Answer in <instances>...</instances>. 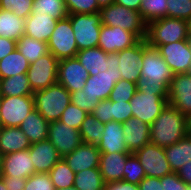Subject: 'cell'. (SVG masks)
<instances>
[{
  "label": "cell",
  "instance_id": "22",
  "mask_svg": "<svg viewBox=\"0 0 191 190\" xmlns=\"http://www.w3.org/2000/svg\"><path fill=\"white\" fill-rule=\"evenodd\" d=\"M122 129L125 144L130 153L136 152L150 142V125L144 123L141 119L131 117L123 123Z\"/></svg>",
  "mask_w": 191,
  "mask_h": 190
},
{
  "label": "cell",
  "instance_id": "55",
  "mask_svg": "<svg viewBox=\"0 0 191 190\" xmlns=\"http://www.w3.org/2000/svg\"><path fill=\"white\" fill-rule=\"evenodd\" d=\"M142 0H114V3L123 7L140 12V5Z\"/></svg>",
  "mask_w": 191,
  "mask_h": 190
},
{
  "label": "cell",
  "instance_id": "14",
  "mask_svg": "<svg viewBox=\"0 0 191 190\" xmlns=\"http://www.w3.org/2000/svg\"><path fill=\"white\" fill-rule=\"evenodd\" d=\"M47 139L56 147L62 158L82 143L80 131L59 120L50 122Z\"/></svg>",
  "mask_w": 191,
  "mask_h": 190
},
{
  "label": "cell",
  "instance_id": "6",
  "mask_svg": "<svg viewBox=\"0 0 191 190\" xmlns=\"http://www.w3.org/2000/svg\"><path fill=\"white\" fill-rule=\"evenodd\" d=\"M106 62L108 63V70L100 72L98 75L89 76L82 89L100 101L109 98L115 84L121 79V73L118 70V54H108Z\"/></svg>",
  "mask_w": 191,
  "mask_h": 190
},
{
  "label": "cell",
  "instance_id": "40",
  "mask_svg": "<svg viewBox=\"0 0 191 190\" xmlns=\"http://www.w3.org/2000/svg\"><path fill=\"white\" fill-rule=\"evenodd\" d=\"M137 92V84L120 79L112 89L109 100L111 102L121 101L127 102L132 99L134 94Z\"/></svg>",
  "mask_w": 191,
  "mask_h": 190
},
{
  "label": "cell",
  "instance_id": "58",
  "mask_svg": "<svg viewBox=\"0 0 191 190\" xmlns=\"http://www.w3.org/2000/svg\"><path fill=\"white\" fill-rule=\"evenodd\" d=\"M0 190H7L4 181L2 179V176L0 177Z\"/></svg>",
  "mask_w": 191,
  "mask_h": 190
},
{
  "label": "cell",
  "instance_id": "11",
  "mask_svg": "<svg viewBox=\"0 0 191 190\" xmlns=\"http://www.w3.org/2000/svg\"><path fill=\"white\" fill-rule=\"evenodd\" d=\"M134 154L141 163L146 177L161 178L173 173L166 158L165 148L149 142Z\"/></svg>",
  "mask_w": 191,
  "mask_h": 190
},
{
  "label": "cell",
  "instance_id": "20",
  "mask_svg": "<svg viewBox=\"0 0 191 190\" xmlns=\"http://www.w3.org/2000/svg\"><path fill=\"white\" fill-rule=\"evenodd\" d=\"M29 152L35 173H49L62 158L56 147L48 139L31 144Z\"/></svg>",
  "mask_w": 191,
  "mask_h": 190
},
{
  "label": "cell",
  "instance_id": "25",
  "mask_svg": "<svg viewBox=\"0 0 191 190\" xmlns=\"http://www.w3.org/2000/svg\"><path fill=\"white\" fill-rule=\"evenodd\" d=\"M131 153H100L99 171L105 183L123 181L126 159Z\"/></svg>",
  "mask_w": 191,
  "mask_h": 190
},
{
  "label": "cell",
  "instance_id": "56",
  "mask_svg": "<svg viewBox=\"0 0 191 190\" xmlns=\"http://www.w3.org/2000/svg\"><path fill=\"white\" fill-rule=\"evenodd\" d=\"M98 7L101 9L103 7L109 6L114 3V0H97Z\"/></svg>",
  "mask_w": 191,
  "mask_h": 190
},
{
  "label": "cell",
  "instance_id": "1",
  "mask_svg": "<svg viewBox=\"0 0 191 190\" xmlns=\"http://www.w3.org/2000/svg\"><path fill=\"white\" fill-rule=\"evenodd\" d=\"M141 78L137 82L140 92L155 93L160 98H168V89L174 73L159 50L150 46L144 39V50L141 61Z\"/></svg>",
  "mask_w": 191,
  "mask_h": 190
},
{
  "label": "cell",
  "instance_id": "49",
  "mask_svg": "<svg viewBox=\"0 0 191 190\" xmlns=\"http://www.w3.org/2000/svg\"><path fill=\"white\" fill-rule=\"evenodd\" d=\"M161 184L163 190H188V184H186L177 173H172L161 177Z\"/></svg>",
  "mask_w": 191,
  "mask_h": 190
},
{
  "label": "cell",
  "instance_id": "15",
  "mask_svg": "<svg viewBox=\"0 0 191 190\" xmlns=\"http://www.w3.org/2000/svg\"><path fill=\"white\" fill-rule=\"evenodd\" d=\"M88 77L89 72L76 57L58 62L57 83L64 86L70 93L82 90Z\"/></svg>",
  "mask_w": 191,
  "mask_h": 190
},
{
  "label": "cell",
  "instance_id": "28",
  "mask_svg": "<svg viewBox=\"0 0 191 190\" xmlns=\"http://www.w3.org/2000/svg\"><path fill=\"white\" fill-rule=\"evenodd\" d=\"M107 57L108 53L98 46L79 50L76 54L77 60L89 72V76L108 70Z\"/></svg>",
  "mask_w": 191,
  "mask_h": 190
},
{
  "label": "cell",
  "instance_id": "43",
  "mask_svg": "<svg viewBox=\"0 0 191 190\" xmlns=\"http://www.w3.org/2000/svg\"><path fill=\"white\" fill-rule=\"evenodd\" d=\"M167 17L189 21L191 19V0H167Z\"/></svg>",
  "mask_w": 191,
  "mask_h": 190
},
{
  "label": "cell",
  "instance_id": "48",
  "mask_svg": "<svg viewBox=\"0 0 191 190\" xmlns=\"http://www.w3.org/2000/svg\"><path fill=\"white\" fill-rule=\"evenodd\" d=\"M91 114L103 124L113 121L111 117V101L109 99L99 101Z\"/></svg>",
  "mask_w": 191,
  "mask_h": 190
},
{
  "label": "cell",
  "instance_id": "52",
  "mask_svg": "<svg viewBox=\"0 0 191 190\" xmlns=\"http://www.w3.org/2000/svg\"><path fill=\"white\" fill-rule=\"evenodd\" d=\"M17 49V42L11 39L0 37V60Z\"/></svg>",
  "mask_w": 191,
  "mask_h": 190
},
{
  "label": "cell",
  "instance_id": "29",
  "mask_svg": "<svg viewBox=\"0 0 191 190\" xmlns=\"http://www.w3.org/2000/svg\"><path fill=\"white\" fill-rule=\"evenodd\" d=\"M168 163L174 173L191 160V139L185 136L177 143L165 148Z\"/></svg>",
  "mask_w": 191,
  "mask_h": 190
},
{
  "label": "cell",
  "instance_id": "10",
  "mask_svg": "<svg viewBox=\"0 0 191 190\" xmlns=\"http://www.w3.org/2000/svg\"><path fill=\"white\" fill-rule=\"evenodd\" d=\"M58 62L49 52L30 64L26 74L33 92L46 89L57 82Z\"/></svg>",
  "mask_w": 191,
  "mask_h": 190
},
{
  "label": "cell",
  "instance_id": "38",
  "mask_svg": "<svg viewBox=\"0 0 191 190\" xmlns=\"http://www.w3.org/2000/svg\"><path fill=\"white\" fill-rule=\"evenodd\" d=\"M167 0H142L140 13L144 22L148 25L154 20L167 17Z\"/></svg>",
  "mask_w": 191,
  "mask_h": 190
},
{
  "label": "cell",
  "instance_id": "12",
  "mask_svg": "<svg viewBox=\"0 0 191 190\" xmlns=\"http://www.w3.org/2000/svg\"><path fill=\"white\" fill-rule=\"evenodd\" d=\"M130 104L133 117L151 125L169 102L168 98H160L155 93L137 90L130 100Z\"/></svg>",
  "mask_w": 191,
  "mask_h": 190
},
{
  "label": "cell",
  "instance_id": "35",
  "mask_svg": "<svg viewBox=\"0 0 191 190\" xmlns=\"http://www.w3.org/2000/svg\"><path fill=\"white\" fill-rule=\"evenodd\" d=\"M104 129L105 124L88 114L79 129L82 143L97 145L101 141Z\"/></svg>",
  "mask_w": 191,
  "mask_h": 190
},
{
  "label": "cell",
  "instance_id": "5",
  "mask_svg": "<svg viewBox=\"0 0 191 190\" xmlns=\"http://www.w3.org/2000/svg\"><path fill=\"white\" fill-rule=\"evenodd\" d=\"M101 23L109 27H120L134 33L139 39H146L147 24L141 13L116 3L99 10Z\"/></svg>",
  "mask_w": 191,
  "mask_h": 190
},
{
  "label": "cell",
  "instance_id": "19",
  "mask_svg": "<svg viewBox=\"0 0 191 190\" xmlns=\"http://www.w3.org/2000/svg\"><path fill=\"white\" fill-rule=\"evenodd\" d=\"M63 159L76 174L85 169L99 168L100 151L97 145L81 143Z\"/></svg>",
  "mask_w": 191,
  "mask_h": 190
},
{
  "label": "cell",
  "instance_id": "3",
  "mask_svg": "<svg viewBox=\"0 0 191 190\" xmlns=\"http://www.w3.org/2000/svg\"><path fill=\"white\" fill-rule=\"evenodd\" d=\"M35 109L48 121L60 120L62 113L71 103L70 92L60 83L33 92Z\"/></svg>",
  "mask_w": 191,
  "mask_h": 190
},
{
  "label": "cell",
  "instance_id": "41",
  "mask_svg": "<svg viewBox=\"0 0 191 190\" xmlns=\"http://www.w3.org/2000/svg\"><path fill=\"white\" fill-rule=\"evenodd\" d=\"M89 113L70 103L61 115L59 121L69 127L80 129L81 124Z\"/></svg>",
  "mask_w": 191,
  "mask_h": 190
},
{
  "label": "cell",
  "instance_id": "27",
  "mask_svg": "<svg viewBox=\"0 0 191 190\" xmlns=\"http://www.w3.org/2000/svg\"><path fill=\"white\" fill-rule=\"evenodd\" d=\"M50 122H48L36 109L22 121L20 129L27 136L31 144L47 140Z\"/></svg>",
  "mask_w": 191,
  "mask_h": 190
},
{
  "label": "cell",
  "instance_id": "46",
  "mask_svg": "<svg viewBox=\"0 0 191 190\" xmlns=\"http://www.w3.org/2000/svg\"><path fill=\"white\" fill-rule=\"evenodd\" d=\"M24 190H55L48 173H35L27 178Z\"/></svg>",
  "mask_w": 191,
  "mask_h": 190
},
{
  "label": "cell",
  "instance_id": "24",
  "mask_svg": "<svg viewBox=\"0 0 191 190\" xmlns=\"http://www.w3.org/2000/svg\"><path fill=\"white\" fill-rule=\"evenodd\" d=\"M123 123L111 121L105 123L101 141L97 144L100 153H130L124 140Z\"/></svg>",
  "mask_w": 191,
  "mask_h": 190
},
{
  "label": "cell",
  "instance_id": "30",
  "mask_svg": "<svg viewBox=\"0 0 191 190\" xmlns=\"http://www.w3.org/2000/svg\"><path fill=\"white\" fill-rule=\"evenodd\" d=\"M25 21L10 10L0 9V37L17 42L24 35Z\"/></svg>",
  "mask_w": 191,
  "mask_h": 190
},
{
  "label": "cell",
  "instance_id": "34",
  "mask_svg": "<svg viewBox=\"0 0 191 190\" xmlns=\"http://www.w3.org/2000/svg\"><path fill=\"white\" fill-rule=\"evenodd\" d=\"M74 186L78 190H104L105 182L99 168H92L76 173Z\"/></svg>",
  "mask_w": 191,
  "mask_h": 190
},
{
  "label": "cell",
  "instance_id": "39",
  "mask_svg": "<svg viewBox=\"0 0 191 190\" xmlns=\"http://www.w3.org/2000/svg\"><path fill=\"white\" fill-rule=\"evenodd\" d=\"M123 173V181L136 185L146 177L144 169L134 153L127 157Z\"/></svg>",
  "mask_w": 191,
  "mask_h": 190
},
{
  "label": "cell",
  "instance_id": "44",
  "mask_svg": "<svg viewBox=\"0 0 191 190\" xmlns=\"http://www.w3.org/2000/svg\"><path fill=\"white\" fill-rule=\"evenodd\" d=\"M68 14H93L99 12L97 0H64Z\"/></svg>",
  "mask_w": 191,
  "mask_h": 190
},
{
  "label": "cell",
  "instance_id": "51",
  "mask_svg": "<svg viewBox=\"0 0 191 190\" xmlns=\"http://www.w3.org/2000/svg\"><path fill=\"white\" fill-rule=\"evenodd\" d=\"M140 190H163L161 178L145 177L139 184Z\"/></svg>",
  "mask_w": 191,
  "mask_h": 190
},
{
  "label": "cell",
  "instance_id": "33",
  "mask_svg": "<svg viewBox=\"0 0 191 190\" xmlns=\"http://www.w3.org/2000/svg\"><path fill=\"white\" fill-rule=\"evenodd\" d=\"M17 50L29 61L34 63L46 53H49L47 42L35 40L32 37L23 35L17 41Z\"/></svg>",
  "mask_w": 191,
  "mask_h": 190
},
{
  "label": "cell",
  "instance_id": "42",
  "mask_svg": "<svg viewBox=\"0 0 191 190\" xmlns=\"http://www.w3.org/2000/svg\"><path fill=\"white\" fill-rule=\"evenodd\" d=\"M33 0H0V9L10 10L20 18H27L32 13Z\"/></svg>",
  "mask_w": 191,
  "mask_h": 190
},
{
  "label": "cell",
  "instance_id": "16",
  "mask_svg": "<svg viewBox=\"0 0 191 190\" xmlns=\"http://www.w3.org/2000/svg\"><path fill=\"white\" fill-rule=\"evenodd\" d=\"M168 102L182 114L191 115V72L174 74L168 89Z\"/></svg>",
  "mask_w": 191,
  "mask_h": 190
},
{
  "label": "cell",
  "instance_id": "21",
  "mask_svg": "<svg viewBox=\"0 0 191 190\" xmlns=\"http://www.w3.org/2000/svg\"><path fill=\"white\" fill-rule=\"evenodd\" d=\"M35 174L29 149L2 156V176L29 178Z\"/></svg>",
  "mask_w": 191,
  "mask_h": 190
},
{
  "label": "cell",
  "instance_id": "26",
  "mask_svg": "<svg viewBox=\"0 0 191 190\" xmlns=\"http://www.w3.org/2000/svg\"><path fill=\"white\" fill-rule=\"evenodd\" d=\"M31 143L19 127L0 126V154L18 152L29 149Z\"/></svg>",
  "mask_w": 191,
  "mask_h": 190
},
{
  "label": "cell",
  "instance_id": "32",
  "mask_svg": "<svg viewBox=\"0 0 191 190\" xmlns=\"http://www.w3.org/2000/svg\"><path fill=\"white\" fill-rule=\"evenodd\" d=\"M29 66V61L15 49L0 60V79L26 74Z\"/></svg>",
  "mask_w": 191,
  "mask_h": 190
},
{
  "label": "cell",
  "instance_id": "13",
  "mask_svg": "<svg viewBox=\"0 0 191 190\" xmlns=\"http://www.w3.org/2000/svg\"><path fill=\"white\" fill-rule=\"evenodd\" d=\"M174 74L191 72V39L157 47Z\"/></svg>",
  "mask_w": 191,
  "mask_h": 190
},
{
  "label": "cell",
  "instance_id": "57",
  "mask_svg": "<svg viewBox=\"0 0 191 190\" xmlns=\"http://www.w3.org/2000/svg\"><path fill=\"white\" fill-rule=\"evenodd\" d=\"M187 136L191 139V121H188Z\"/></svg>",
  "mask_w": 191,
  "mask_h": 190
},
{
  "label": "cell",
  "instance_id": "4",
  "mask_svg": "<svg viewBox=\"0 0 191 190\" xmlns=\"http://www.w3.org/2000/svg\"><path fill=\"white\" fill-rule=\"evenodd\" d=\"M189 39L187 20L164 17L147 25L146 41L152 47Z\"/></svg>",
  "mask_w": 191,
  "mask_h": 190
},
{
  "label": "cell",
  "instance_id": "2",
  "mask_svg": "<svg viewBox=\"0 0 191 190\" xmlns=\"http://www.w3.org/2000/svg\"><path fill=\"white\" fill-rule=\"evenodd\" d=\"M189 118L168 104L150 125V143L167 148L187 136Z\"/></svg>",
  "mask_w": 191,
  "mask_h": 190
},
{
  "label": "cell",
  "instance_id": "36",
  "mask_svg": "<svg viewBox=\"0 0 191 190\" xmlns=\"http://www.w3.org/2000/svg\"><path fill=\"white\" fill-rule=\"evenodd\" d=\"M55 190H60L74 185L75 172L61 158L48 173Z\"/></svg>",
  "mask_w": 191,
  "mask_h": 190
},
{
  "label": "cell",
  "instance_id": "31",
  "mask_svg": "<svg viewBox=\"0 0 191 190\" xmlns=\"http://www.w3.org/2000/svg\"><path fill=\"white\" fill-rule=\"evenodd\" d=\"M1 96H33L27 74L0 79Z\"/></svg>",
  "mask_w": 191,
  "mask_h": 190
},
{
  "label": "cell",
  "instance_id": "37",
  "mask_svg": "<svg viewBox=\"0 0 191 190\" xmlns=\"http://www.w3.org/2000/svg\"><path fill=\"white\" fill-rule=\"evenodd\" d=\"M32 13H43L56 20L68 17L64 0H33Z\"/></svg>",
  "mask_w": 191,
  "mask_h": 190
},
{
  "label": "cell",
  "instance_id": "8",
  "mask_svg": "<svg viewBox=\"0 0 191 190\" xmlns=\"http://www.w3.org/2000/svg\"><path fill=\"white\" fill-rule=\"evenodd\" d=\"M48 43L49 52L59 61L76 57L78 47L69 17L57 20Z\"/></svg>",
  "mask_w": 191,
  "mask_h": 190
},
{
  "label": "cell",
  "instance_id": "9",
  "mask_svg": "<svg viewBox=\"0 0 191 190\" xmlns=\"http://www.w3.org/2000/svg\"><path fill=\"white\" fill-rule=\"evenodd\" d=\"M33 109H35L33 96H1L0 126L20 127Z\"/></svg>",
  "mask_w": 191,
  "mask_h": 190
},
{
  "label": "cell",
  "instance_id": "59",
  "mask_svg": "<svg viewBox=\"0 0 191 190\" xmlns=\"http://www.w3.org/2000/svg\"><path fill=\"white\" fill-rule=\"evenodd\" d=\"M60 190H78V189L73 185L71 187H66V188H63V189H60Z\"/></svg>",
  "mask_w": 191,
  "mask_h": 190
},
{
  "label": "cell",
  "instance_id": "7",
  "mask_svg": "<svg viewBox=\"0 0 191 190\" xmlns=\"http://www.w3.org/2000/svg\"><path fill=\"white\" fill-rule=\"evenodd\" d=\"M78 51L97 47L101 31L99 12L93 14H69Z\"/></svg>",
  "mask_w": 191,
  "mask_h": 190
},
{
  "label": "cell",
  "instance_id": "53",
  "mask_svg": "<svg viewBox=\"0 0 191 190\" xmlns=\"http://www.w3.org/2000/svg\"><path fill=\"white\" fill-rule=\"evenodd\" d=\"M104 190H140L136 184L128 183L125 181H115L105 183Z\"/></svg>",
  "mask_w": 191,
  "mask_h": 190
},
{
  "label": "cell",
  "instance_id": "23",
  "mask_svg": "<svg viewBox=\"0 0 191 190\" xmlns=\"http://www.w3.org/2000/svg\"><path fill=\"white\" fill-rule=\"evenodd\" d=\"M57 20L43 13H31L25 21L24 35L32 37L35 40L48 42Z\"/></svg>",
  "mask_w": 191,
  "mask_h": 190
},
{
  "label": "cell",
  "instance_id": "45",
  "mask_svg": "<svg viewBox=\"0 0 191 190\" xmlns=\"http://www.w3.org/2000/svg\"><path fill=\"white\" fill-rule=\"evenodd\" d=\"M70 96L71 103L78 106L81 110L88 112L89 114H91L100 101L98 98H94L83 90L71 92Z\"/></svg>",
  "mask_w": 191,
  "mask_h": 190
},
{
  "label": "cell",
  "instance_id": "17",
  "mask_svg": "<svg viewBox=\"0 0 191 190\" xmlns=\"http://www.w3.org/2000/svg\"><path fill=\"white\" fill-rule=\"evenodd\" d=\"M139 40L134 33L128 30L102 24L98 47L108 54L118 53L135 45Z\"/></svg>",
  "mask_w": 191,
  "mask_h": 190
},
{
  "label": "cell",
  "instance_id": "18",
  "mask_svg": "<svg viewBox=\"0 0 191 190\" xmlns=\"http://www.w3.org/2000/svg\"><path fill=\"white\" fill-rule=\"evenodd\" d=\"M144 50V39H140L135 45L119 51V67L121 79L137 84L141 78V61Z\"/></svg>",
  "mask_w": 191,
  "mask_h": 190
},
{
  "label": "cell",
  "instance_id": "47",
  "mask_svg": "<svg viewBox=\"0 0 191 190\" xmlns=\"http://www.w3.org/2000/svg\"><path fill=\"white\" fill-rule=\"evenodd\" d=\"M111 117L113 118V121L120 123H125L133 117L130 101L111 102Z\"/></svg>",
  "mask_w": 191,
  "mask_h": 190
},
{
  "label": "cell",
  "instance_id": "61",
  "mask_svg": "<svg viewBox=\"0 0 191 190\" xmlns=\"http://www.w3.org/2000/svg\"><path fill=\"white\" fill-rule=\"evenodd\" d=\"M188 27H189V35L191 39V19L188 21Z\"/></svg>",
  "mask_w": 191,
  "mask_h": 190
},
{
  "label": "cell",
  "instance_id": "60",
  "mask_svg": "<svg viewBox=\"0 0 191 190\" xmlns=\"http://www.w3.org/2000/svg\"><path fill=\"white\" fill-rule=\"evenodd\" d=\"M2 176V155L0 154V177Z\"/></svg>",
  "mask_w": 191,
  "mask_h": 190
},
{
  "label": "cell",
  "instance_id": "54",
  "mask_svg": "<svg viewBox=\"0 0 191 190\" xmlns=\"http://www.w3.org/2000/svg\"><path fill=\"white\" fill-rule=\"evenodd\" d=\"M177 175L183 180L186 184L191 185V160L177 171Z\"/></svg>",
  "mask_w": 191,
  "mask_h": 190
},
{
  "label": "cell",
  "instance_id": "50",
  "mask_svg": "<svg viewBox=\"0 0 191 190\" xmlns=\"http://www.w3.org/2000/svg\"><path fill=\"white\" fill-rule=\"evenodd\" d=\"M7 190H24L27 178L15 176H2Z\"/></svg>",
  "mask_w": 191,
  "mask_h": 190
}]
</instances>
